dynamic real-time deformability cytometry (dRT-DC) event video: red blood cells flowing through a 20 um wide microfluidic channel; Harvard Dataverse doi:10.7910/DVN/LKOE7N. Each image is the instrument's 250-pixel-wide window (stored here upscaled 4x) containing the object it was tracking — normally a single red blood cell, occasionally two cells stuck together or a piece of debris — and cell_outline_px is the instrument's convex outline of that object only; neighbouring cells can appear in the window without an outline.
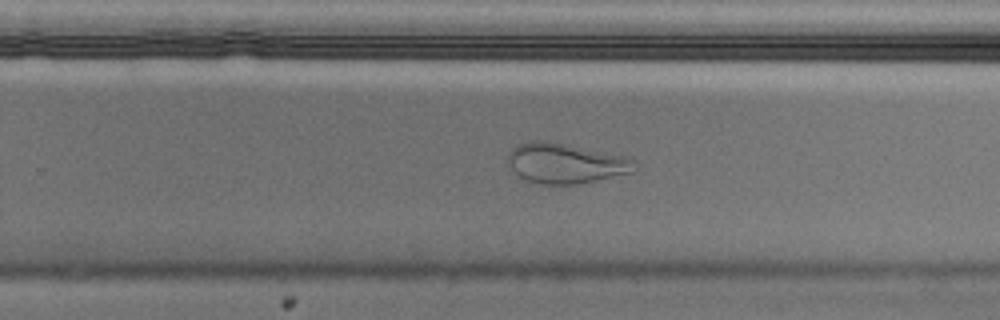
{"species": "Egyptian fruit bat (a non-hibernating species)", "species_latin": "Rousettus aegyptiacus", "temperature_condition": "cold", "stored_images_in_passage": 38, "camera_frame_rate_fps": 3000, "um_per_image_px": 0.085, "animal": {"sex": "male"}, "frame": {"image": 1, "passage_image": 22, "time_ms": 7.0, "image_size_px": [1000, 320], "cell_outline_px": [[636, 168], [632, 172], [576, 184], [540, 184], [516, 176], [512, 172], [508, 164], [508, 152], [512, 148], [520, 144], [532, 140], [544, 140], [624, 156], [632, 160]], "centroid_in_image_um": [47.98, 13.88], "position_along_channel_um": 281.8, "area_um2": 29.25}, "authors_computed_cell_mechanics": {"area_um2": 27.2527, "velocity_mm_per_s": 3.5858, "shape_relaxation_time_tau1_ms": null, "shape_relaxation_time_tau2_ms": 1.4228, "deformation_change_tau1": null, "deformation_change_tau2": 0.079}}